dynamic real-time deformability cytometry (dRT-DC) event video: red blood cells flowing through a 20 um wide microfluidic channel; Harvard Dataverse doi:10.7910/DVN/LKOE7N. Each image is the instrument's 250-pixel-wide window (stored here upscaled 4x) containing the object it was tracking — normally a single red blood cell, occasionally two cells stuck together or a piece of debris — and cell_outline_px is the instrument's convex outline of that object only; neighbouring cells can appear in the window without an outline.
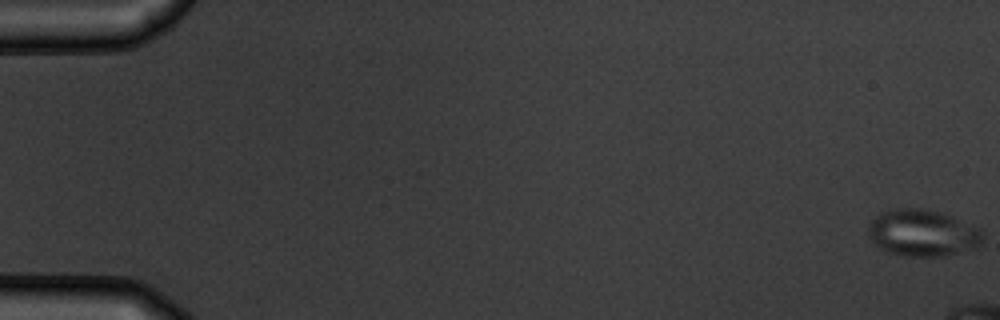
{"species": "common noctule bat (a hibernating species)", "species_latin": "Nyctalus noctula", "temperature_condition": "warm", "stored_images_in_passage": 10, "camera_frame_rate_fps": 3000, "um_per_image_px": 0.085, "animal": {"sex": "male", "body_mass_g": 19.5, "forearm_length_mm": 54.6}, "frame": {"image": 1, "passage_image": 1, "time_ms": 0.0, "image_size_px": [1000, 320], "cell_outline_px": [[984, 240], [976, 248], [940, 256], [900, 256], [888, 252], [880, 248], [872, 240], [868, 232], [868, 224], [880, 212], [896, 208], [920, 208], [940, 212], [980, 228], [984, 232]], "centroid_in_image_um": [78.42, 19.8], "position_along_channel_um": 6.6, "area_um2": 31.21}}